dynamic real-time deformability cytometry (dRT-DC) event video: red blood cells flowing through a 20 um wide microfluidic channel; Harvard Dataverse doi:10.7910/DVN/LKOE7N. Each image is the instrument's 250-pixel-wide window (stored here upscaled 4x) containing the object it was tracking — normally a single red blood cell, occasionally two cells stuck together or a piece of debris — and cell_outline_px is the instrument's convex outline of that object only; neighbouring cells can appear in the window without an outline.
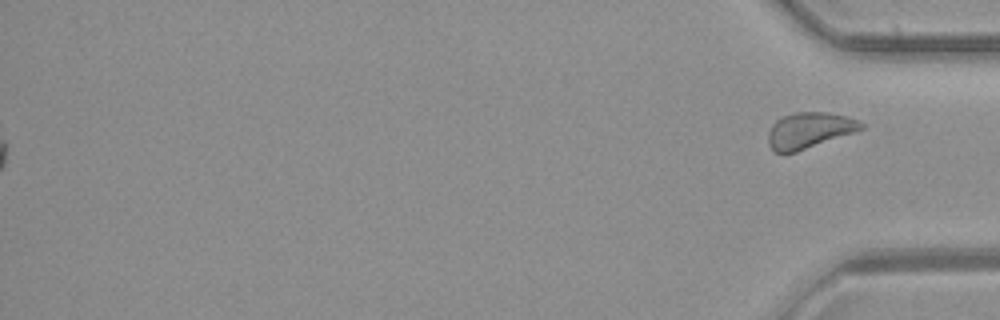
{"species": "common noctule bat (a hibernating species)", "species_latin": "Nyctalus noctula", "temperature_condition": "room temperature", "stored_images_in_passage": 42, "segment_of_instrument_passage": [2, 2], "camera_frame_rate_fps": 3000, "um_per_image_px": 0.085, "animal": {"sex": "female", "body_mass_g": 21.9}, "frame": {"image": 1, "passage_image": 42, "time_ms": 13.667, "image_size_px": [1000, 320], "cell_outline_px": [[864, 128], [796, 152], [776, 152], [768, 144], [768, 132], [772, 124], [776, 120], [792, 112], [828, 112], [848, 116], [860, 120], [864, 124]], "centroid_in_image_um": [68.79, 11.05], "position_along_channel_um": 366.4, "area_um2": 19.31}}